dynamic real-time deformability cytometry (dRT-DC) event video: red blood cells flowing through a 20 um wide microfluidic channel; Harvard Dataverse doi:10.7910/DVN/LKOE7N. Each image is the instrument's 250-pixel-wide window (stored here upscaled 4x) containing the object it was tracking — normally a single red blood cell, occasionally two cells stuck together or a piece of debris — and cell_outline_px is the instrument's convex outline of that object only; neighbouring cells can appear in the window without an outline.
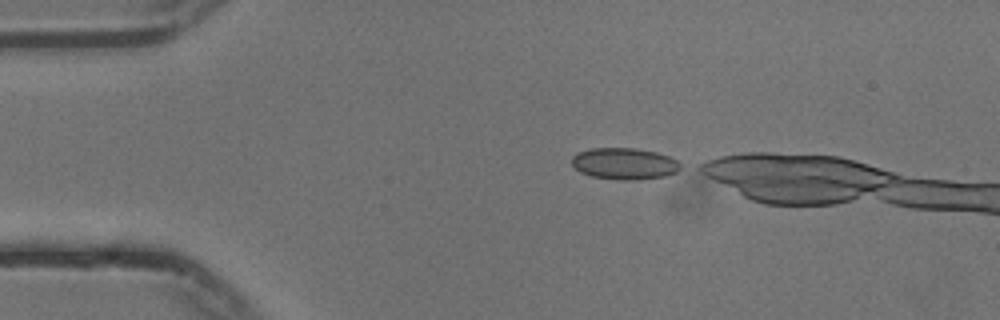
{"species": "common noctule bat (a hibernating species)", "species_latin": "Nyctalus noctula", "temperature_condition": "cold", "stored_images_in_passage": 14, "camera_frame_rate_fps": 3000, "um_per_image_px": 0.085, "animal": {"sex": "male", "body_mass_g": 13.3}, "frame": {"image": 1, "passage_image": 1, "time_ms": 0.0, "image_size_px": [1000, 320], "cell_outline_px": [[684, 168], [676, 172], [664, 176], [636, 180], [620, 180], [592, 176], [580, 172], [572, 164], [572, 156], [576, 152], [592, 148], [636, 148], [656, 152], [668, 156], [684, 164]], "centroid_in_image_um": [53.1, 13.91], "position_along_channel_um": 31.9, "area_um2": 20.17}}
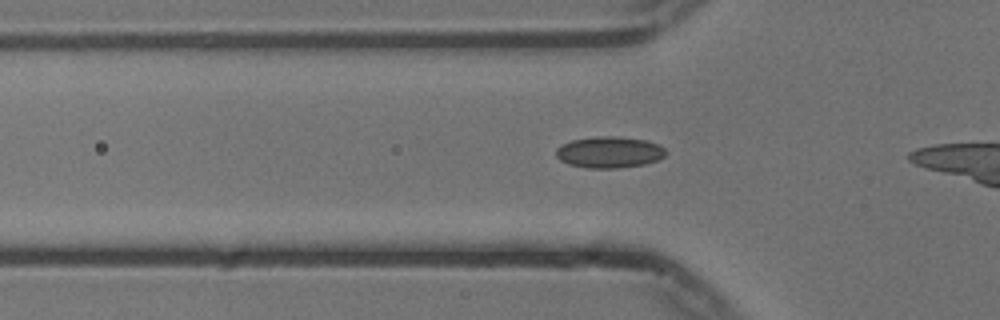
{"frame": {"image": 2, "passage_image": 8, "time_ms": 2.333, "image_size_px": [1000, 320], "cell_outline_px": [[668, 152], [664, 156], [656, 160], [644, 164], [616, 168], [588, 168], [568, 164], [560, 160], [556, 156], [556, 148], [560, 144], [572, 140], [596, 136], [616, 136], [644, 140], [660, 144]], "centroid_in_image_um": [51.77, 12.93], "position_along_channel_um": 74.0, "area_um2": 20.11}}
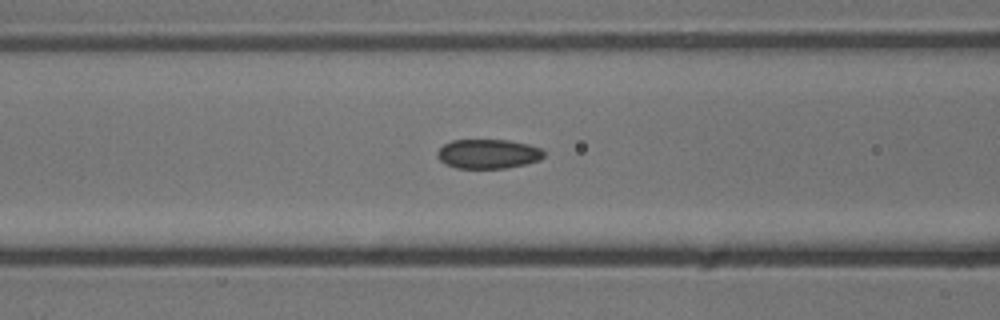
{"frame": {"image": 3, "passage_image": 12, "time_ms": 3.667, "image_size_px": [1000, 320], "cell_outline_px": [[544, 156], [540, 160], [524, 164], [504, 168], [456, 168], [444, 164], [436, 156], [436, 152], [444, 144], [452, 140], [508, 140], [528, 144], [540, 148], [544, 152]], "centroid_in_image_um": [41.46, 13.08], "position_along_channel_um": 125.1, "area_um2": 18.26}}